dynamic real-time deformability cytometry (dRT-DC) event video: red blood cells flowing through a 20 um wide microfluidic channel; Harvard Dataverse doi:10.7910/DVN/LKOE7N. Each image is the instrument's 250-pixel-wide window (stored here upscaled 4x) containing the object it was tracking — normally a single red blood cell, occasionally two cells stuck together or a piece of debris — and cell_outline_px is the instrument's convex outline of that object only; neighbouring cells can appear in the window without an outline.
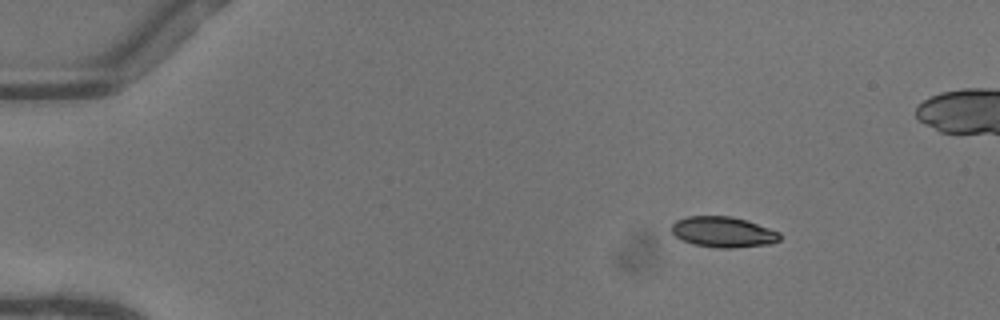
{"species": "common noctule bat (a hibernating species)", "species_latin": "Nyctalus noctula", "temperature_condition": "warm", "stored_images_in_passage": 43, "camera_frame_rate_fps": 3000, "um_per_image_px": 0.085, "animal": {"sex": "female"}, "frame": {"image": 1, "passage_image": 1, "time_ms": 0.0, "image_size_px": [1000, 320], "cell_outline_px": [[780, 240], [772, 244], [736, 248], [716, 248], [696, 244], [680, 240], [672, 232], [672, 224], [676, 220], [688, 216], [732, 216], [748, 220], [780, 232]], "centroid_in_image_um": [61.5, 19.72], "position_along_channel_um": 23.5, "area_um2": 19.54}}
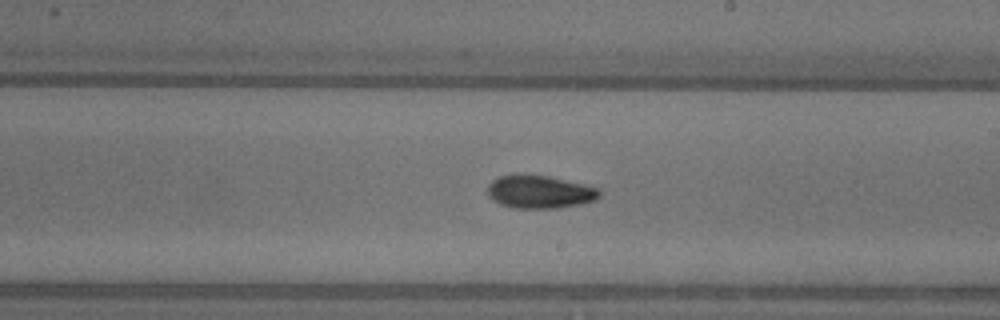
{"frame": {"image": 2, "passage_image": 24, "time_ms": 7.667, "image_size_px": [1000, 320], "cell_outline_px": [[600, 196], [596, 200], [580, 204], [556, 208], [516, 208], [500, 204], [492, 200], [488, 196], [488, 184], [492, 180], [500, 176], [512, 172], [524, 172], [548, 176], [584, 184], [600, 188]], "centroid_in_image_um": [45.84, 16.27], "position_along_channel_um": 243.2, "area_um2": 22.08}}
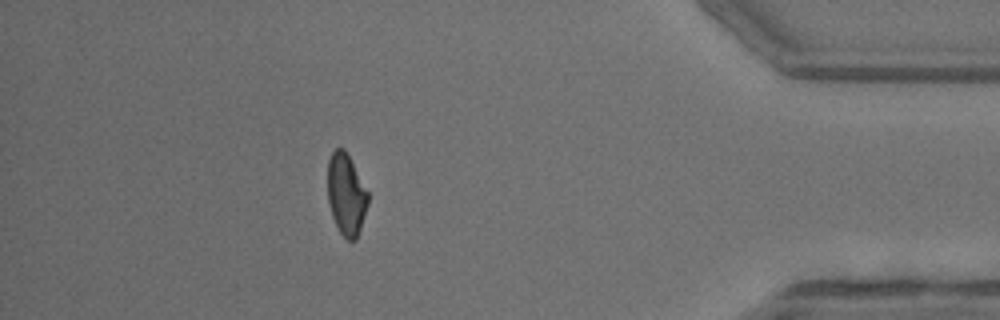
{"frame": {"image": 3, "passage_image": 39, "time_ms": 12.667, "image_size_px": [1000, 320], "cell_outline_px": [[368, 204], [356, 240], [348, 240], [340, 232], [332, 216], [328, 200], [328, 160], [332, 152], [336, 148], [344, 148], [368, 192]], "centroid_in_image_um": [29.42, 16.52], "position_along_channel_um": 405.8, "area_um2": 18.84}}